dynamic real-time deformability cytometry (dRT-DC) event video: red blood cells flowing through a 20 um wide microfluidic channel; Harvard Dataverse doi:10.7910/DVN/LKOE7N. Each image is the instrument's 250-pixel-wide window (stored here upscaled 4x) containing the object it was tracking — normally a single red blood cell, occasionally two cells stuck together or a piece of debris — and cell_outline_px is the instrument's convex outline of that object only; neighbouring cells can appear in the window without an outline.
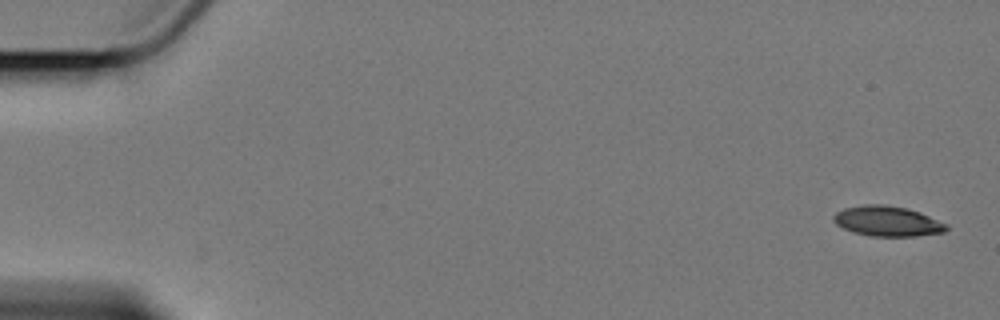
{"species": "Egyptian fruit bat (a non-hibernating species)", "species_latin": "Rousettus aegyptiacus", "temperature_condition": "cold", "stored_images_in_passage": 6, "camera_frame_rate_fps": 3000, "um_per_image_px": 0.085, "animal": {"sex": "female"}, "frame": {"image": 1, "passage_image": 1, "time_ms": 0.0, "image_size_px": [1000, 320], "cell_outline_px": [[948, 228], [944, 232], [916, 236], [872, 236], [852, 232], [836, 224], [832, 220], [832, 216], [836, 212], [844, 208], [864, 204], [884, 204], [908, 208], [920, 212], [948, 224]], "centroid_in_image_um": [75.42, 18.79], "position_along_channel_um": 9.6, "area_um2": 20.0}}
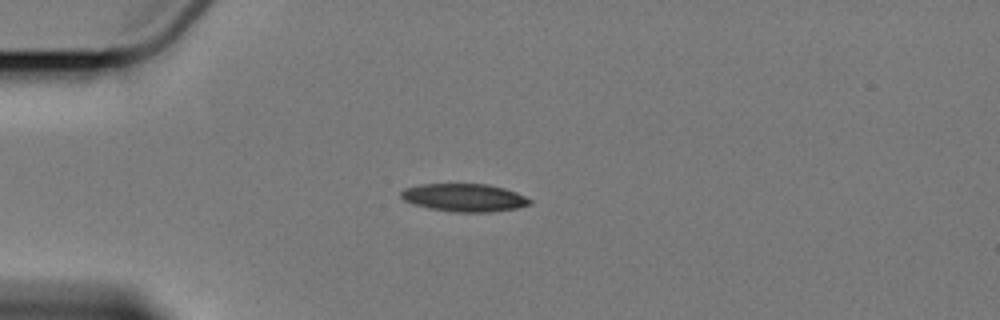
{"frame": {"image": 2, "passage_image": 5, "time_ms": 4.667, "image_size_px": [1000, 320], "cell_outline_px": [[532, 204], [516, 208], [488, 212], [456, 212], [428, 208], [412, 204], [404, 200], [400, 196], [400, 192], [404, 188], [420, 184], [488, 184], [504, 188], [516, 192], [532, 200]], "centroid_in_image_um": [39.44, 16.79], "position_along_channel_um": 45.6, "area_um2": 20.98}}